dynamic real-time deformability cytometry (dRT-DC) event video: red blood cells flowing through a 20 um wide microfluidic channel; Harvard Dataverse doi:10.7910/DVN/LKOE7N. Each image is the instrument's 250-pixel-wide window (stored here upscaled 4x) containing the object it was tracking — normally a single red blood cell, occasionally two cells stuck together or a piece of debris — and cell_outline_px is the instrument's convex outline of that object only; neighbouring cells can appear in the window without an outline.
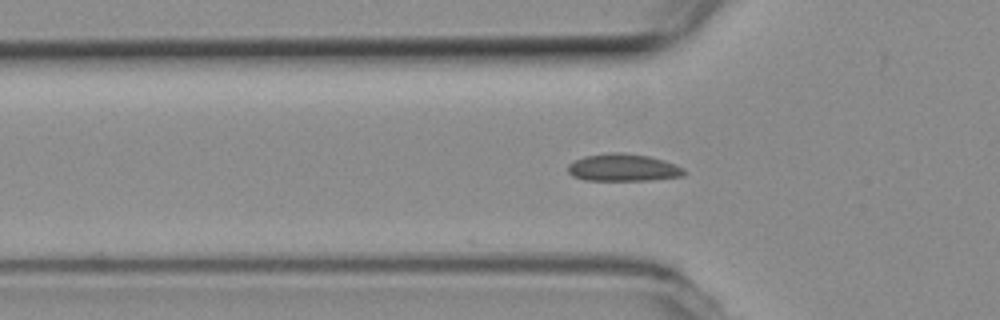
{"species": "common noctule bat (a hibernating species)", "species_latin": "Nyctalus noctula", "temperature_condition": "room temperature", "stored_images_in_passage": 40, "segment_of_instrument_passage": [1, 2], "camera_frame_rate_fps": 3000, "um_per_image_px": 0.085, "animal": {"sex": "female", "body_mass_g": 19.3, "forearm_length_mm": 54.1}, "frame": {"image": 1, "passage_image": 2, "time_ms": 0.333, "image_size_px": [1000, 320], "cell_outline_px": [[688, 172], [684, 176], [652, 180], [584, 180], [572, 176], [568, 172], [568, 164], [584, 156], [608, 152], [624, 152], [648, 156], [664, 160], [676, 164], [684, 168]], "centroid_in_image_um": [53.0, 14.24], "position_along_channel_um": 72.8, "area_um2": 18.79}}
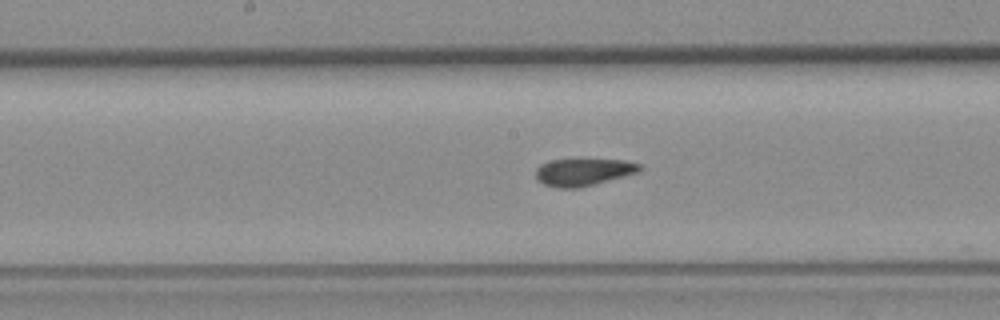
{"frame": {"image": 2, "passage_image": 12, "time_ms": 3.667, "image_size_px": [1000, 320], "cell_outline_px": [[644, 168], [640, 172], [596, 184], [580, 188], [556, 188], [544, 184], [536, 180], [536, 168], [540, 164], [552, 160], [624, 160], [640, 164]], "centroid_in_image_um": [49.6, 14.64], "position_along_channel_um": 198.6, "area_um2": 16.65}}
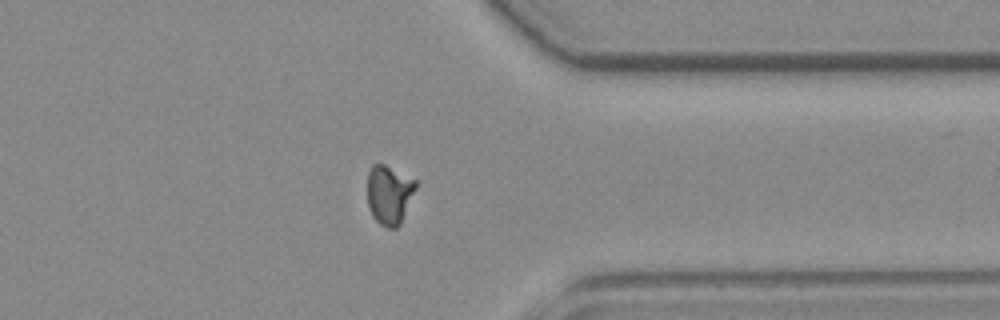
{"frame": {"image": 3, "passage_image": 27, "time_ms": 8.667, "image_size_px": [1000, 320], "cell_outline_px": [[416, 188], [400, 224], [396, 228], [388, 228], [380, 224], [372, 216], [368, 208], [368, 172], [372, 164], [384, 164], [416, 180]], "centroid_in_image_um": [33.07, 16.54], "position_along_channel_um": 378.3, "area_um2": 16.59}}